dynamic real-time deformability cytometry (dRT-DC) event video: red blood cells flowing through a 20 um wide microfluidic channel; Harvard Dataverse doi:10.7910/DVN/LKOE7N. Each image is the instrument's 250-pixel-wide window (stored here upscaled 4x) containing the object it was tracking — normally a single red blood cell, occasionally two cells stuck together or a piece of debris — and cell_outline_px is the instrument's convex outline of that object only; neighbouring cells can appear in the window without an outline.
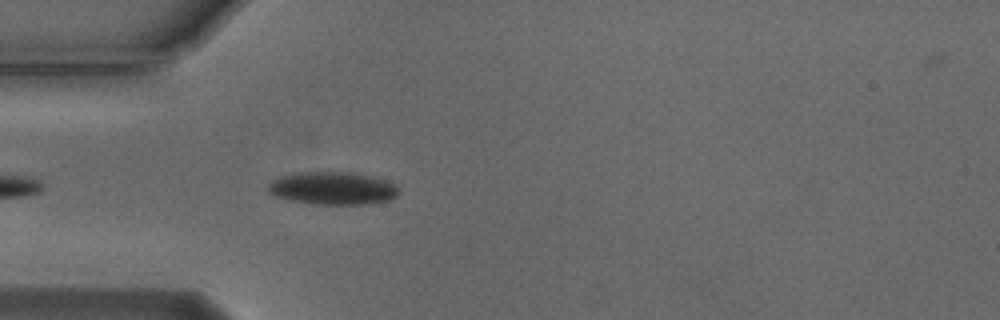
{"species": "Egyptian fruit bat (a non-hibernating species)", "species_latin": "Rousettus aegyptiacus", "temperature_condition": "cold", "stored_images_in_passage": 23, "camera_frame_rate_fps": 3000, "um_per_image_px": 0.085, "animal": {"sex": "male"}, "frame": {"image": 1, "passage_image": 3, "time_ms": 0.667, "image_size_px": [1000, 320], "cell_outline_px": [[400, 192], [392, 200], [368, 204], [312, 204], [288, 200], [272, 196], [268, 192], [268, 184], [276, 176], [304, 172], [348, 172], [384, 180], [396, 184], [400, 188]], "centroid_in_image_um": [28.25, 16.02], "position_along_channel_um": 56.8, "area_um2": 25.2}}
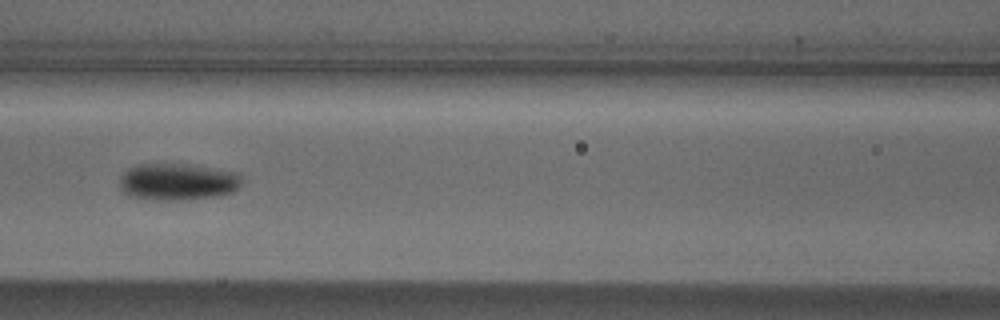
{"frame": {"image": 2, "passage_image": 11, "time_ms": 3.333, "image_size_px": [1000, 320], "cell_outline_px": [[240, 184], [232, 192], [220, 196], [188, 200], [144, 200], [132, 196], [124, 192], [120, 188], [120, 176], [128, 168], [136, 164], [188, 164], [232, 172], [240, 176]], "centroid_in_image_um": [15.03, 15.47], "position_along_channel_um": 151.6, "area_um2": 26.3}}
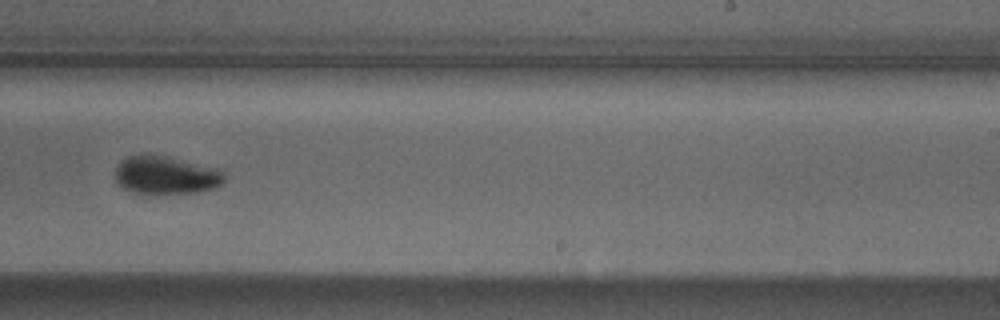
{"frame": {"image": 3, "passage_image": 21, "time_ms": 6.667, "image_size_px": [1000, 320], "cell_outline_px": [[224, 180], [216, 188], [196, 192], [132, 192], [124, 188], [116, 180], [116, 168], [128, 156], [140, 152], [148, 152], [168, 156], [216, 168], [224, 172]], "centroid_in_image_um": [14.1, 14.83], "position_along_channel_um": 274.9, "area_um2": 24.04}}